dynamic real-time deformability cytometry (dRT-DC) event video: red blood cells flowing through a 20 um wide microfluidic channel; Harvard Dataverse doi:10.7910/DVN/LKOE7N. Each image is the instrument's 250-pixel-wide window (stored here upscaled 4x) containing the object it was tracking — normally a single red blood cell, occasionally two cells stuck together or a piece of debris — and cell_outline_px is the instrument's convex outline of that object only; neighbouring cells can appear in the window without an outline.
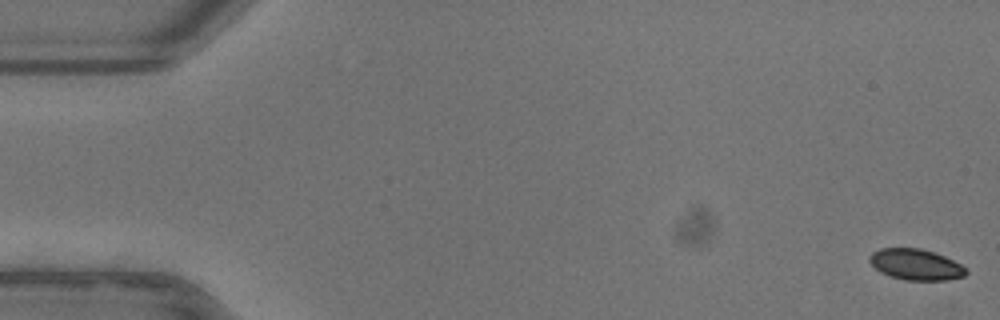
{"species": "common noctule bat (a hibernating species)", "species_latin": "Nyctalus noctula", "temperature_condition": "warm", "stored_images_in_passage": 53, "camera_frame_rate_fps": 3000, "um_per_image_px": 0.085, "animal": {"sex": "female"}, "frame": {"image": 1, "passage_image": 1, "time_ms": 0.0, "image_size_px": [1000, 320], "cell_outline_px": [[968, 272], [964, 276], [948, 280], [904, 280], [888, 276], [880, 272], [868, 260], [868, 256], [872, 252], [880, 248], [920, 248], [944, 256], [960, 264]], "centroid_in_image_um": [77.8, 22.49], "position_along_channel_um": 7.2, "area_um2": 17.4}}
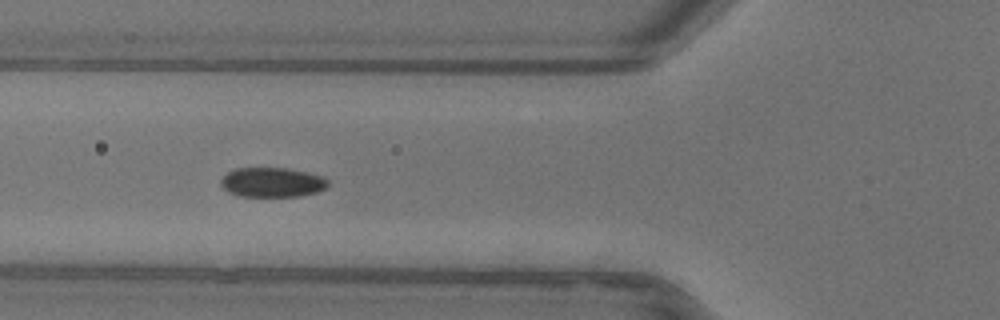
{"frame": {"image": 2, "passage_image": 20, "time_ms": 6.333, "image_size_px": [1000, 320], "cell_outline_px": [[328, 184], [324, 188], [316, 192], [300, 196], [240, 196], [228, 192], [220, 184], [220, 180], [228, 172], [236, 168], [288, 168], [308, 172], [324, 176], [328, 180]], "centroid_in_image_um": [23.14, 15.49], "position_along_channel_um": 102.7, "area_um2": 18.5}}
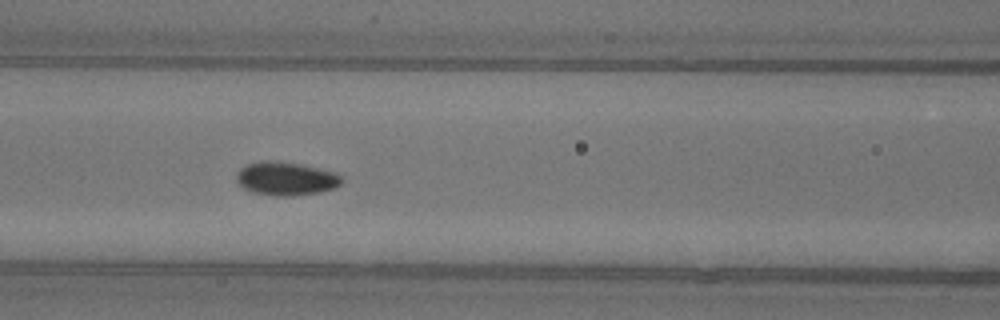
{"frame": {"image": 3, "passage_image": 23, "time_ms": 7.333, "image_size_px": [1000, 320], "cell_outline_px": [[344, 180], [336, 188], [320, 192], [292, 196], [276, 196], [252, 192], [244, 188], [236, 180], [236, 176], [240, 168], [248, 164], [260, 160], [276, 160], [300, 164], [336, 172]], "centroid_in_image_um": [24.32, 15.18], "position_along_channel_um": 142.3, "area_um2": 20.69}, "authors_computed_cell_mechanics": {"area_um2": 18.8428, "velocity_mm_per_s": 3.9209, "shape_relaxation_time_tau1_ms": 3.4384, "shape_relaxation_time_tau2_ms": null, "deformation_change_tau1": 0.0782, "deformation_change_tau2": null}}